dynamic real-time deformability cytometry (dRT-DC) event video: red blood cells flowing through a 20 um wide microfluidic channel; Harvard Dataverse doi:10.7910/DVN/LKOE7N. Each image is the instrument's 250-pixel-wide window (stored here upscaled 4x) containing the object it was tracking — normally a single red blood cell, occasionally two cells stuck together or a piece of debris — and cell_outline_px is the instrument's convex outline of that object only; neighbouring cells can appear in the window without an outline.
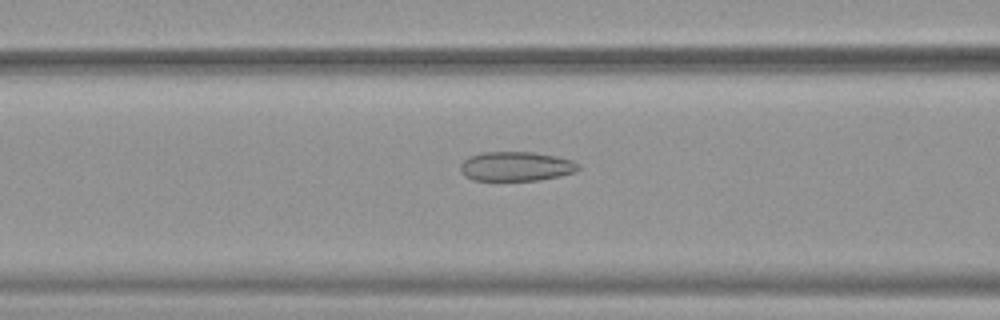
{"species": "common noctule bat (a hibernating species)", "species_latin": "Nyctalus noctula", "temperature_condition": "warm", "stored_images_in_passage": 52, "camera_frame_rate_fps": 3000, "um_per_image_px": 0.085, "animal": {"sex": "female", "body_mass_g": 19.9}, "frame": {"image": 1, "passage_image": 21, "time_ms": 6.667, "image_size_px": [1000, 320], "cell_outline_px": [[580, 168], [576, 172], [560, 176], [540, 180], [472, 180], [464, 176], [460, 168], [460, 164], [468, 156], [484, 152], [532, 152], [556, 156], [572, 160], [580, 164]], "centroid_in_image_um": [43.88, 14.14], "position_along_channel_um": 122.7, "area_um2": 20.35}}
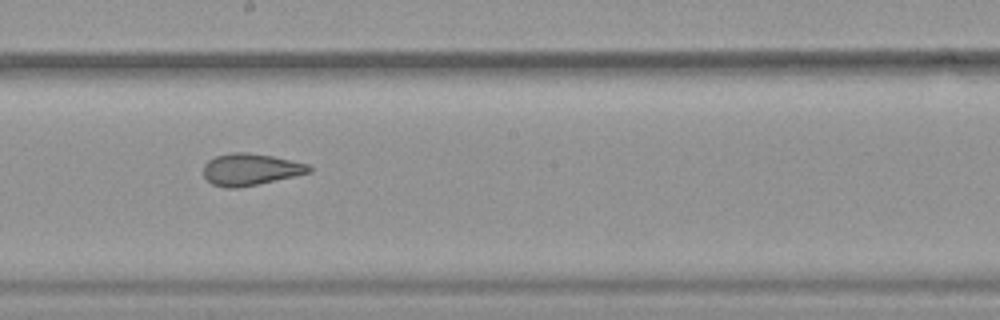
{"frame": {"image": 2, "passage_image": 29, "time_ms": 9.333, "image_size_px": [1000, 320], "cell_outline_px": [[312, 172], [256, 184], [236, 188], [224, 188], [212, 184], [204, 176], [204, 164], [208, 160], [216, 156], [232, 152], [248, 152], [272, 156], [308, 164], [312, 168]], "centroid_in_image_um": [21.27, 14.39], "position_along_channel_um": 226.9, "area_um2": 19.42}}
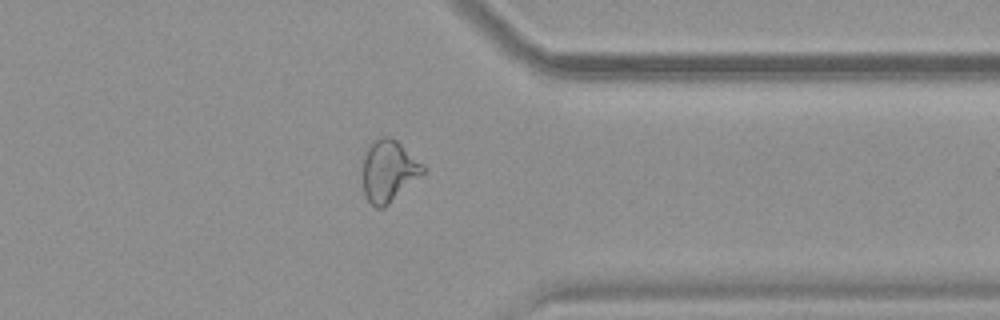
{"frame": {"image": 3, "passage_image": 41, "time_ms": 13.333, "image_size_px": [1000, 320], "cell_outline_px": [[424, 172], [384, 208], [376, 208], [364, 196], [364, 148], [372, 140], [380, 136], [388, 136], [396, 140], [424, 164]], "centroid_in_image_um": [33.01, 14.49], "position_along_channel_um": 378.4, "area_um2": 21.56}, "authors_computed_cell_mechanics": {"area_um2": 23.2934, "velocity_mm_per_s": 3.9221, "shape_relaxation_time_tau1_ms": 8.1222, "shape_relaxation_time_tau2_ms": 1.2818, "deformation_change_tau1": 0.1744, "deformation_change_tau2": 0.0933}}